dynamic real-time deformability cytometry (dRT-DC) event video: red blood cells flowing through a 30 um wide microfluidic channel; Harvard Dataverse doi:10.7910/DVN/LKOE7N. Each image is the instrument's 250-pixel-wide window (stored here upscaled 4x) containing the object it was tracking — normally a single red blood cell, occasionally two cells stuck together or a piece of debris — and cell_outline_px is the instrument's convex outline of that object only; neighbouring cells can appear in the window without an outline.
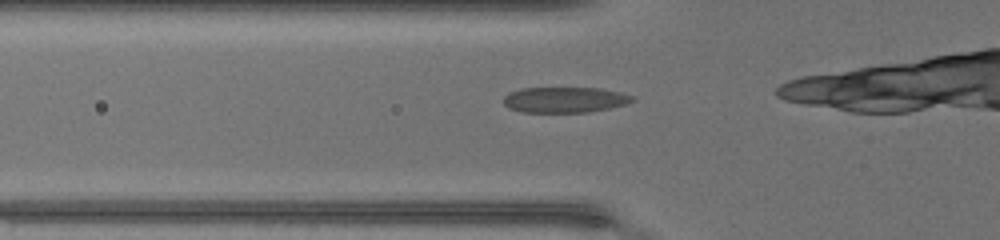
{"species": "common noctule bat (a hibernating species)", "species_latin": "Nyctalus noctula", "temperature_condition": "warm", "stored_images_in_passage": 17, "camera_frame_rate_fps": 3000, "um_per_image_px": 0.085, "animal": {"sex": "female", "body_mass_g": 17.0, "forearm_length_mm": 48.0}, "frame": {"image": 1, "passage_image": 11, "time_ms": 3.333, "image_size_px": [1000, 240], "cell_outline_px": [[636, 100], [624, 104], [608, 108], [588, 112], [520, 112], [508, 108], [504, 104], [504, 96], [508, 92], [520, 88], [600, 88], [620, 92], [636, 96]], "centroid_in_image_um": [47.99, 8.47], "position_along_channel_um": 77.8, "area_um2": 19.36}}
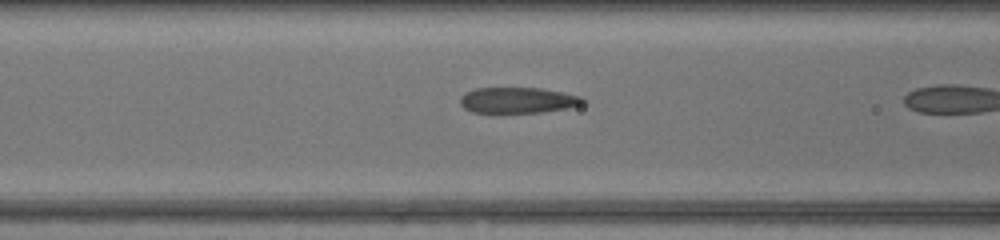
{"frame": {"image": 2, "passage_image": 14, "time_ms": 4.333, "image_size_px": [1000, 240], "cell_outline_px": [[588, 100], [580, 104], [568, 108], [544, 112], [472, 112], [464, 108], [460, 104], [460, 96], [464, 92], [476, 88], [540, 88], [584, 96]], "centroid_in_image_um": [44.03, 8.51], "position_along_channel_um": 122.6, "area_um2": 18.55}}